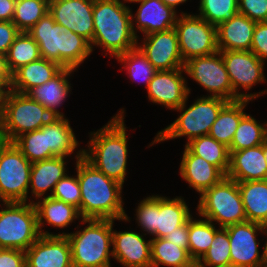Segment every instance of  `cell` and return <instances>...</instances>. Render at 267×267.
I'll use <instances>...</instances> for the list:
<instances>
[{
	"label": "cell",
	"mask_w": 267,
	"mask_h": 267,
	"mask_svg": "<svg viewBox=\"0 0 267 267\" xmlns=\"http://www.w3.org/2000/svg\"><path fill=\"white\" fill-rule=\"evenodd\" d=\"M32 163L10 142L0 155V201L27 202Z\"/></svg>",
	"instance_id": "9c48e42d"
},
{
	"label": "cell",
	"mask_w": 267,
	"mask_h": 267,
	"mask_svg": "<svg viewBox=\"0 0 267 267\" xmlns=\"http://www.w3.org/2000/svg\"><path fill=\"white\" fill-rule=\"evenodd\" d=\"M26 267H73L67 236H40L26 251Z\"/></svg>",
	"instance_id": "e0dca14e"
},
{
	"label": "cell",
	"mask_w": 267,
	"mask_h": 267,
	"mask_svg": "<svg viewBox=\"0 0 267 267\" xmlns=\"http://www.w3.org/2000/svg\"><path fill=\"white\" fill-rule=\"evenodd\" d=\"M65 157H53L32 163L30 185L31 193L35 199L45 197L50 190V196L57 182L67 173Z\"/></svg>",
	"instance_id": "4316f807"
},
{
	"label": "cell",
	"mask_w": 267,
	"mask_h": 267,
	"mask_svg": "<svg viewBox=\"0 0 267 267\" xmlns=\"http://www.w3.org/2000/svg\"><path fill=\"white\" fill-rule=\"evenodd\" d=\"M50 197L73 205L80 212L81 192L78 177H71L66 174L57 182Z\"/></svg>",
	"instance_id": "7bdbcfd3"
},
{
	"label": "cell",
	"mask_w": 267,
	"mask_h": 267,
	"mask_svg": "<svg viewBox=\"0 0 267 267\" xmlns=\"http://www.w3.org/2000/svg\"><path fill=\"white\" fill-rule=\"evenodd\" d=\"M122 1H124V2H130V3H132V2H134V1H137V0H122Z\"/></svg>",
	"instance_id": "94428289"
},
{
	"label": "cell",
	"mask_w": 267,
	"mask_h": 267,
	"mask_svg": "<svg viewBox=\"0 0 267 267\" xmlns=\"http://www.w3.org/2000/svg\"><path fill=\"white\" fill-rule=\"evenodd\" d=\"M184 68L157 71L147 87L148 99L169 110L179 108L190 94Z\"/></svg>",
	"instance_id": "2e32d148"
},
{
	"label": "cell",
	"mask_w": 267,
	"mask_h": 267,
	"mask_svg": "<svg viewBox=\"0 0 267 267\" xmlns=\"http://www.w3.org/2000/svg\"><path fill=\"white\" fill-rule=\"evenodd\" d=\"M189 220L182 226L175 228V230L165 237L164 239L171 241L178 247L186 249L189 252Z\"/></svg>",
	"instance_id": "681fc988"
},
{
	"label": "cell",
	"mask_w": 267,
	"mask_h": 267,
	"mask_svg": "<svg viewBox=\"0 0 267 267\" xmlns=\"http://www.w3.org/2000/svg\"><path fill=\"white\" fill-rule=\"evenodd\" d=\"M9 143H10V140H9L8 136L0 128V155Z\"/></svg>",
	"instance_id": "f5cc1de1"
},
{
	"label": "cell",
	"mask_w": 267,
	"mask_h": 267,
	"mask_svg": "<svg viewBox=\"0 0 267 267\" xmlns=\"http://www.w3.org/2000/svg\"><path fill=\"white\" fill-rule=\"evenodd\" d=\"M74 71L76 70L62 68L50 80L43 85L34 87L27 94L42 104L54 117L64 116L58 107L62 106L71 91V84L68 79Z\"/></svg>",
	"instance_id": "603a6c76"
},
{
	"label": "cell",
	"mask_w": 267,
	"mask_h": 267,
	"mask_svg": "<svg viewBox=\"0 0 267 267\" xmlns=\"http://www.w3.org/2000/svg\"><path fill=\"white\" fill-rule=\"evenodd\" d=\"M229 153V168L226 177L237 182L267 179L264 144Z\"/></svg>",
	"instance_id": "ffe728a7"
},
{
	"label": "cell",
	"mask_w": 267,
	"mask_h": 267,
	"mask_svg": "<svg viewBox=\"0 0 267 267\" xmlns=\"http://www.w3.org/2000/svg\"><path fill=\"white\" fill-rule=\"evenodd\" d=\"M37 201L38 202L33 203L37 212L39 232L42 236H56V234L42 230L45 222L48 225L62 229L70 225L76 219H82L78 208L67 204L62 200L45 196Z\"/></svg>",
	"instance_id": "cb8c5ba5"
},
{
	"label": "cell",
	"mask_w": 267,
	"mask_h": 267,
	"mask_svg": "<svg viewBox=\"0 0 267 267\" xmlns=\"http://www.w3.org/2000/svg\"><path fill=\"white\" fill-rule=\"evenodd\" d=\"M179 50L184 62L218 52L217 27L198 15L181 12L175 27Z\"/></svg>",
	"instance_id": "30bf717a"
},
{
	"label": "cell",
	"mask_w": 267,
	"mask_h": 267,
	"mask_svg": "<svg viewBox=\"0 0 267 267\" xmlns=\"http://www.w3.org/2000/svg\"><path fill=\"white\" fill-rule=\"evenodd\" d=\"M0 267H26L25 251L0 248Z\"/></svg>",
	"instance_id": "c3c4849f"
},
{
	"label": "cell",
	"mask_w": 267,
	"mask_h": 267,
	"mask_svg": "<svg viewBox=\"0 0 267 267\" xmlns=\"http://www.w3.org/2000/svg\"><path fill=\"white\" fill-rule=\"evenodd\" d=\"M249 101L245 99L228 101L219 112L209 135L229 148L239 122L246 114L244 109Z\"/></svg>",
	"instance_id": "f546056e"
},
{
	"label": "cell",
	"mask_w": 267,
	"mask_h": 267,
	"mask_svg": "<svg viewBox=\"0 0 267 267\" xmlns=\"http://www.w3.org/2000/svg\"><path fill=\"white\" fill-rule=\"evenodd\" d=\"M189 209L181 196L170 199L156 195L155 238H163L184 225L192 217Z\"/></svg>",
	"instance_id": "d4e9b609"
},
{
	"label": "cell",
	"mask_w": 267,
	"mask_h": 267,
	"mask_svg": "<svg viewBox=\"0 0 267 267\" xmlns=\"http://www.w3.org/2000/svg\"><path fill=\"white\" fill-rule=\"evenodd\" d=\"M201 267H231L230 242L227 229L220 227L208 251L197 262Z\"/></svg>",
	"instance_id": "ab89813d"
},
{
	"label": "cell",
	"mask_w": 267,
	"mask_h": 267,
	"mask_svg": "<svg viewBox=\"0 0 267 267\" xmlns=\"http://www.w3.org/2000/svg\"><path fill=\"white\" fill-rule=\"evenodd\" d=\"M69 122L64 116L52 117L47 122V148H50V158H67L79 146Z\"/></svg>",
	"instance_id": "4dcf8cb0"
},
{
	"label": "cell",
	"mask_w": 267,
	"mask_h": 267,
	"mask_svg": "<svg viewBox=\"0 0 267 267\" xmlns=\"http://www.w3.org/2000/svg\"><path fill=\"white\" fill-rule=\"evenodd\" d=\"M200 16L216 27L238 14V0H200Z\"/></svg>",
	"instance_id": "b9f144b4"
},
{
	"label": "cell",
	"mask_w": 267,
	"mask_h": 267,
	"mask_svg": "<svg viewBox=\"0 0 267 267\" xmlns=\"http://www.w3.org/2000/svg\"><path fill=\"white\" fill-rule=\"evenodd\" d=\"M187 0H162V2L165 4V5H167V6H169V7H171V8H173L174 10L176 9V7L178 6V5H180V4H182V3H185Z\"/></svg>",
	"instance_id": "db71d44e"
},
{
	"label": "cell",
	"mask_w": 267,
	"mask_h": 267,
	"mask_svg": "<svg viewBox=\"0 0 267 267\" xmlns=\"http://www.w3.org/2000/svg\"><path fill=\"white\" fill-rule=\"evenodd\" d=\"M262 133L263 123H258L254 117L246 113L239 122L231 146L228 148L229 152L252 148L263 144Z\"/></svg>",
	"instance_id": "74e56055"
},
{
	"label": "cell",
	"mask_w": 267,
	"mask_h": 267,
	"mask_svg": "<svg viewBox=\"0 0 267 267\" xmlns=\"http://www.w3.org/2000/svg\"><path fill=\"white\" fill-rule=\"evenodd\" d=\"M114 221L112 220V258L124 267H151V239L145 240V233L117 232L113 230Z\"/></svg>",
	"instance_id": "ac0fdd59"
},
{
	"label": "cell",
	"mask_w": 267,
	"mask_h": 267,
	"mask_svg": "<svg viewBox=\"0 0 267 267\" xmlns=\"http://www.w3.org/2000/svg\"><path fill=\"white\" fill-rule=\"evenodd\" d=\"M12 74L10 73L6 56L0 54V91L5 94L11 90Z\"/></svg>",
	"instance_id": "f907efd6"
},
{
	"label": "cell",
	"mask_w": 267,
	"mask_h": 267,
	"mask_svg": "<svg viewBox=\"0 0 267 267\" xmlns=\"http://www.w3.org/2000/svg\"><path fill=\"white\" fill-rule=\"evenodd\" d=\"M151 267H190L195 262L186 249L164 238L151 239Z\"/></svg>",
	"instance_id": "1f68e13d"
},
{
	"label": "cell",
	"mask_w": 267,
	"mask_h": 267,
	"mask_svg": "<svg viewBox=\"0 0 267 267\" xmlns=\"http://www.w3.org/2000/svg\"><path fill=\"white\" fill-rule=\"evenodd\" d=\"M239 14L255 22H267V0H238Z\"/></svg>",
	"instance_id": "f6af8a7d"
},
{
	"label": "cell",
	"mask_w": 267,
	"mask_h": 267,
	"mask_svg": "<svg viewBox=\"0 0 267 267\" xmlns=\"http://www.w3.org/2000/svg\"><path fill=\"white\" fill-rule=\"evenodd\" d=\"M185 73L210 92L208 96L233 101V90L222 54L193 57L184 62Z\"/></svg>",
	"instance_id": "7c38bea8"
},
{
	"label": "cell",
	"mask_w": 267,
	"mask_h": 267,
	"mask_svg": "<svg viewBox=\"0 0 267 267\" xmlns=\"http://www.w3.org/2000/svg\"><path fill=\"white\" fill-rule=\"evenodd\" d=\"M13 143L31 163L50 159V148H47V123L38 130L20 135Z\"/></svg>",
	"instance_id": "8d00e7d4"
},
{
	"label": "cell",
	"mask_w": 267,
	"mask_h": 267,
	"mask_svg": "<svg viewBox=\"0 0 267 267\" xmlns=\"http://www.w3.org/2000/svg\"><path fill=\"white\" fill-rule=\"evenodd\" d=\"M76 173L81 192L82 219H111L129 221L123 208V185L97 170L83 157V149L76 153Z\"/></svg>",
	"instance_id": "6da1fadb"
},
{
	"label": "cell",
	"mask_w": 267,
	"mask_h": 267,
	"mask_svg": "<svg viewBox=\"0 0 267 267\" xmlns=\"http://www.w3.org/2000/svg\"><path fill=\"white\" fill-rule=\"evenodd\" d=\"M52 117L49 110L28 94L9 90L3 95L0 128L10 142L24 133L40 129Z\"/></svg>",
	"instance_id": "52a82bcc"
},
{
	"label": "cell",
	"mask_w": 267,
	"mask_h": 267,
	"mask_svg": "<svg viewBox=\"0 0 267 267\" xmlns=\"http://www.w3.org/2000/svg\"><path fill=\"white\" fill-rule=\"evenodd\" d=\"M63 30L48 12L27 32L39 45L40 56L60 65V34Z\"/></svg>",
	"instance_id": "83f0119b"
},
{
	"label": "cell",
	"mask_w": 267,
	"mask_h": 267,
	"mask_svg": "<svg viewBox=\"0 0 267 267\" xmlns=\"http://www.w3.org/2000/svg\"><path fill=\"white\" fill-rule=\"evenodd\" d=\"M230 242L231 267H266L265 249L259 253L257 232L264 235L263 225L244 221L225 227Z\"/></svg>",
	"instance_id": "4fadbf2b"
},
{
	"label": "cell",
	"mask_w": 267,
	"mask_h": 267,
	"mask_svg": "<svg viewBox=\"0 0 267 267\" xmlns=\"http://www.w3.org/2000/svg\"><path fill=\"white\" fill-rule=\"evenodd\" d=\"M264 156H265V160L267 163V145L266 144H264Z\"/></svg>",
	"instance_id": "680465c9"
},
{
	"label": "cell",
	"mask_w": 267,
	"mask_h": 267,
	"mask_svg": "<svg viewBox=\"0 0 267 267\" xmlns=\"http://www.w3.org/2000/svg\"><path fill=\"white\" fill-rule=\"evenodd\" d=\"M233 90V101L245 99L253 101L262 94H267V89L258 93H241L239 89L250 90L253 85L265 82L263 73L265 63L251 51H220Z\"/></svg>",
	"instance_id": "8fae6325"
},
{
	"label": "cell",
	"mask_w": 267,
	"mask_h": 267,
	"mask_svg": "<svg viewBox=\"0 0 267 267\" xmlns=\"http://www.w3.org/2000/svg\"><path fill=\"white\" fill-rule=\"evenodd\" d=\"M263 230H264V234L267 235V224H265V225L263 226ZM263 248L265 249V255H266V260H267V241H266V243L264 244Z\"/></svg>",
	"instance_id": "9f6ffc18"
},
{
	"label": "cell",
	"mask_w": 267,
	"mask_h": 267,
	"mask_svg": "<svg viewBox=\"0 0 267 267\" xmlns=\"http://www.w3.org/2000/svg\"><path fill=\"white\" fill-rule=\"evenodd\" d=\"M124 111L121 109L105 126L91 132L88 149H83V157L90 164L122 185L127 174L128 159Z\"/></svg>",
	"instance_id": "7a4b0ae2"
},
{
	"label": "cell",
	"mask_w": 267,
	"mask_h": 267,
	"mask_svg": "<svg viewBox=\"0 0 267 267\" xmlns=\"http://www.w3.org/2000/svg\"><path fill=\"white\" fill-rule=\"evenodd\" d=\"M137 47L157 71L184 68L175 28L150 33L144 36L143 44H137Z\"/></svg>",
	"instance_id": "9a60e30c"
},
{
	"label": "cell",
	"mask_w": 267,
	"mask_h": 267,
	"mask_svg": "<svg viewBox=\"0 0 267 267\" xmlns=\"http://www.w3.org/2000/svg\"><path fill=\"white\" fill-rule=\"evenodd\" d=\"M256 22L242 14L217 26L219 51H250Z\"/></svg>",
	"instance_id": "7402d4cb"
},
{
	"label": "cell",
	"mask_w": 267,
	"mask_h": 267,
	"mask_svg": "<svg viewBox=\"0 0 267 267\" xmlns=\"http://www.w3.org/2000/svg\"><path fill=\"white\" fill-rule=\"evenodd\" d=\"M266 122H264V124H263V133H262V135H263V144L267 145V123Z\"/></svg>",
	"instance_id": "11a10c76"
},
{
	"label": "cell",
	"mask_w": 267,
	"mask_h": 267,
	"mask_svg": "<svg viewBox=\"0 0 267 267\" xmlns=\"http://www.w3.org/2000/svg\"><path fill=\"white\" fill-rule=\"evenodd\" d=\"M90 43L71 30H63L60 34V66L77 70L86 58L91 55Z\"/></svg>",
	"instance_id": "d6a6232c"
},
{
	"label": "cell",
	"mask_w": 267,
	"mask_h": 267,
	"mask_svg": "<svg viewBox=\"0 0 267 267\" xmlns=\"http://www.w3.org/2000/svg\"><path fill=\"white\" fill-rule=\"evenodd\" d=\"M196 210L224 228L247 221L238 182L226 176L200 195Z\"/></svg>",
	"instance_id": "8992f818"
},
{
	"label": "cell",
	"mask_w": 267,
	"mask_h": 267,
	"mask_svg": "<svg viewBox=\"0 0 267 267\" xmlns=\"http://www.w3.org/2000/svg\"><path fill=\"white\" fill-rule=\"evenodd\" d=\"M190 267H201L198 263H194L192 266H190Z\"/></svg>",
	"instance_id": "91938a15"
},
{
	"label": "cell",
	"mask_w": 267,
	"mask_h": 267,
	"mask_svg": "<svg viewBox=\"0 0 267 267\" xmlns=\"http://www.w3.org/2000/svg\"><path fill=\"white\" fill-rule=\"evenodd\" d=\"M34 201L3 202L0 209V248L26 251L41 235Z\"/></svg>",
	"instance_id": "ba28073f"
},
{
	"label": "cell",
	"mask_w": 267,
	"mask_h": 267,
	"mask_svg": "<svg viewBox=\"0 0 267 267\" xmlns=\"http://www.w3.org/2000/svg\"><path fill=\"white\" fill-rule=\"evenodd\" d=\"M247 221L267 224V179L238 182Z\"/></svg>",
	"instance_id": "f1b7e54d"
},
{
	"label": "cell",
	"mask_w": 267,
	"mask_h": 267,
	"mask_svg": "<svg viewBox=\"0 0 267 267\" xmlns=\"http://www.w3.org/2000/svg\"><path fill=\"white\" fill-rule=\"evenodd\" d=\"M116 59L124 64L123 67L128 71L127 74L132 80H141L140 78H143L147 89L157 70L138 47L118 55Z\"/></svg>",
	"instance_id": "60d3db41"
},
{
	"label": "cell",
	"mask_w": 267,
	"mask_h": 267,
	"mask_svg": "<svg viewBox=\"0 0 267 267\" xmlns=\"http://www.w3.org/2000/svg\"><path fill=\"white\" fill-rule=\"evenodd\" d=\"M253 52L261 61L267 60V22H256L251 44Z\"/></svg>",
	"instance_id": "bcb514c9"
},
{
	"label": "cell",
	"mask_w": 267,
	"mask_h": 267,
	"mask_svg": "<svg viewBox=\"0 0 267 267\" xmlns=\"http://www.w3.org/2000/svg\"><path fill=\"white\" fill-rule=\"evenodd\" d=\"M132 3H139L140 5L135 15L131 13L132 30L137 39L139 37L137 29L146 36L153 32L167 31L175 27L179 15H177L176 10L165 5L162 0H137Z\"/></svg>",
	"instance_id": "d6986e66"
},
{
	"label": "cell",
	"mask_w": 267,
	"mask_h": 267,
	"mask_svg": "<svg viewBox=\"0 0 267 267\" xmlns=\"http://www.w3.org/2000/svg\"><path fill=\"white\" fill-rule=\"evenodd\" d=\"M62 67L54 61L39 58L20 67L12 74L11 90L27 94L36 86L43 85L55 76Z\"/></svg>",
	"instance_id": "484cf974"
},
{
	"label": "cell",
	"mask_w": 267,
	"mask_h": 267,
	"mask_svg": "<svg viewBox=\"0 0 267 267\" xmlns=\"http://www.w3.org/2000/svg\"><path fill=\"white\" fill-rule=\"evenodd\" d=\"M180 175L200 195L219 183L226 175L200 156L194 155L186 146L180 162Z\"/></svg>",
	"instance_id": "44dd1931"
},
{
	"label": "cell",
	"mask_w": 267,
	"mask_h": 267,
	"mask_svg": "<svg viewBox=\"0 0 267 267\" xmlns=\"http://www.w3.org/2000/svg\"><path fill=\"white\" fill-rule=\"evenodd\" d=\"M20 32L12 21H0V54L6 56Z\"/></svg>",
	"instance_id": "7dc6e473"
},
{
	"label": "cell",
	"mask_w": 267,
	"mask_h": 267,
	"mask_svg": "<svg viewBox=\"0 0 267 267\" xmlns=\"http://www.w3.org/2000/svg\"><path fill=\"white\" fill-rule=\"evenodd\" d=\"M188 97L189 94L185 102L179 108L174 109L177 112H181L180 116L173 123L159 131L149 146L182 136H186L187 143H189L194 138L208 135L222 107L228 102L223 98L204 97L203 95L185 109Z\"/></svg>",
	"instance_id": "5b68a950"
},
{
	"label": "cell",
	"mask_w": 267,
	"mask_h": 267,
	"mask_svg": "<svg viewBox=\"0 0 267 267\" xmlns=\"http://www.w3.org/2000/svg\"><path fill=\"white\" fill-rule=\"evenodd\" d=\"M49 12V0H16L12 22L21 32H27Z\"/></svg>",
	"instance_id": "f35d334b"
},
{
	"label": "cell",
	"mask_w": 267,
	"mask_h": 267,
	"mask_svg": "<svg viewBox=\"0 0 267 267\" xmlns=\"http://www.w3.org/2000/svg\"><path fill=\"white\" fill-rule=\"evenodd\" d=\"M131 10L120 0H94L92 52L97 46L107 51L105 56L109 53L110 57L116 58L137 47L139 43L132 30Z\"/></svg>",
	"instance_id": "3957f363"
},
{
	"label": "cell",
	"mask_w": 267,
	"mask_h": 267,
	"mask_svg": "<svg viewBox=\"0 0 267 267\" xmlns=\"http://www.w3.org/2000/svg\"><path fill=\"white\" fill-rule=\"evenodd\" d=\"M94 0H49V13L64 30H71L89 43L94 36Z\"/></svg>",
	"instance_id": "5bb4252c"
},
{
	"label": "cell",
	"mask_w": 267,
	"mask_h": 267,
	"mask_svg": "<svg viewBox=\"0 0 267 267\" xmlns=\"http://www.w3.org/2000/svg\"><path fill=\"white\" fill-rule=\"evenodd\" d=\"M39 58H41L39 45L28 32H20L6 54L7 66L11 74Z\"/></svg>",
	"instance_id": "e575fe53"
},
{
	"label": "cell",
	"mask_w": 267,
	"mask_h": 267,
	"mask_svg": "<svg viewBox=\"0 0 267 267\" xmlns=\"http://www.w3.org/2000/svg\"><path fill=\"white\" fill-rule=\"evenodd\" d=\"M194 155L218 167L225 175L229 168L230 153L228 147L219 143L213 137L203 135L192 139L185 145Z\"/></svg>",
	"instance_id": "836d02e7"
},
{
	"label": "cell",
	"mask_w": 267,
	"mask_h": 267,
	"mask_svg": "<svg viewBox=\"0 0 267 267\" xmlns=\"http://www.w3.org/2000/svg\"><path fill=\"white\" fill-rule=\"evenodd\" d=\"M3 93L0 91V119L2 115V100H3Z\"/></svg>",
	"instance_id": "6f0895ef"
},
{
	"label": "cell",
	"mask_w": 267,
	"mask_h": 267,
	"mask_svg": "<svg viewBox=\"0 0 267 267\" xmlns=\"http://www.w3.org/2000/svg\"><path fill=\"white\" fill-rule=\"evenodd\" d=\"M215 224L207 219H189V255L198 262L202 256L208 251L212 243L215 232L218 230Z\"/></svg>",
	"instance_id": "d590c367"
},
{
	"label": "cell",
	"mask_w": 267,
	"mask_h": 267,
	"mask_svg": "<svg viewBox=\"0 0 267 267\" xmlns=\"http://www.w3.org/2000/svg\"><path fill=\"white\" fill-rule=\"evenodd\" d=\"M80 221L82 224L88 223L83 230L56 234V236H67L69 239L73 267H111L112 220L82 219Z\"/></svg>",
	"instance_id": "277c9868"
},
{
	"label": "cell",
	"mask_w": 267,
	"mask_h": 267,
	"mask_svg": "<svg viewBox=\"0 0 267 267\" xmlns=\"http://www.w3.org/2000/svg\"><path fill=\"white\" fill-rule=\"evenodd\" d=\"M16 0H0V21H12Z\"/></svg>",
	"instance_id": "816d5d0a"
},
{
	"label": "cell",
	"mask_w": 267,
	"mask_h": 267,
	"mask_svg": "<svg viewBox=\"0 0 267 267\" xmlns=\"http://www.w3.org/2000/svg\"><path fill=\"white\" fill-rule=\"evenodd\" d=\"M155 220H156V195L146 197L141 200L136 209V221L138 226L147 234L155 238Z\"/></svg>",
	"instance_id": "ee69618b"
}]
</instances>
